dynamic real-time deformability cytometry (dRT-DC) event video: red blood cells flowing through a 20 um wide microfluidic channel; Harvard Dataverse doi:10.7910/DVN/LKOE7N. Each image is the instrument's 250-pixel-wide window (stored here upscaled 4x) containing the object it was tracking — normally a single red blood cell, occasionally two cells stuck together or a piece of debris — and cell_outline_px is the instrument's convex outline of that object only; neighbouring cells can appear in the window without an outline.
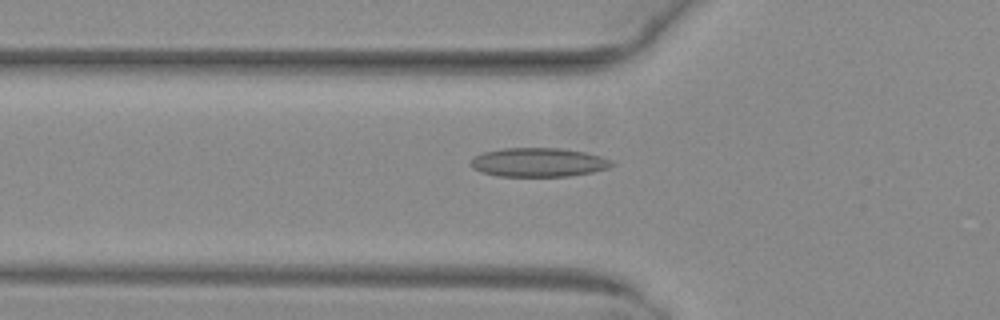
{"species": "common noctule bat (a hibernating species)", "species_latin": "Nyctalus noctula", "temperature_condition": "warm", "stored_images_in_passage": 34, "camera_frame_rate_fps": 3000, "um_per_image_px": 0.085, "animal": {"sex": "female", "body_mass_g": 29.2, "forearm_length_mm": 56.3}, "frame": {"image": 1, "passage_image": 8, "time_ms": 2.333, "image_size_px": [1000, 320], "cell_outline_px": [[616, 164], [608, 168], [592, 172], [568, 176], [500, 176], [480, 172], [472, 168], [472, 160], [476, 156], [484, 152], [504, 148], [564, 148], [584, 152], [600, 156], [612, 160]], "centroid_in_image_um": [45.81, 13.8], "position_along_channel_um": 80.0, "area_um2": 23.7}}
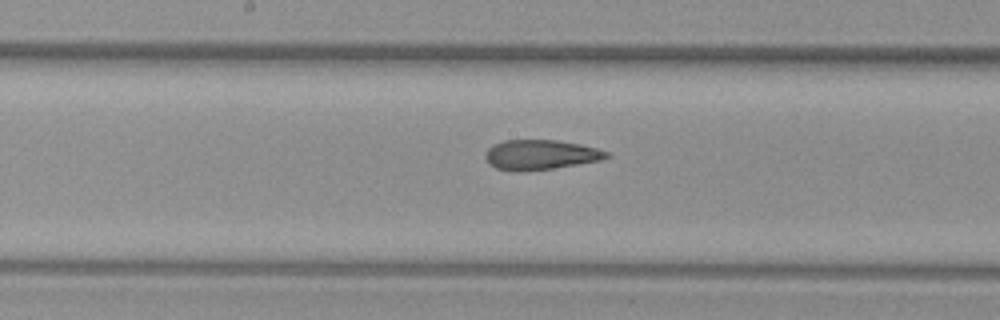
{"frame": {"image": 2, "passage_image": 17, "time_ms": 5.333, "image_size_px": [1000, 320], "cell_outline_px": [[612, 156], [600, 160], [552, 168], [512, 172], [496, 168], [488, 164], [484, 156], [488, 148], [492, 144], [504, 140], [556, 140], [580, 144], [596, 148], [608, 152]], "centroid_in_image_um": [45.89, 13.15], "position_along_channel_um": 202.3, "area_um2": 21.1}}
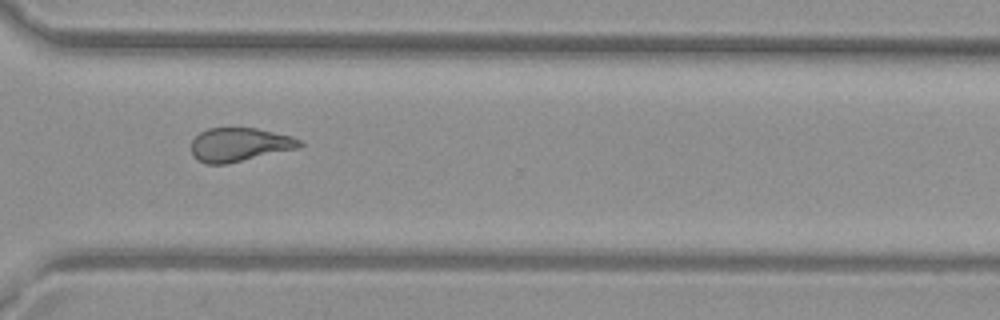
{"frame": {"image": 3, "passage_image": 28, "time_ms": 9.0, "image_size_px": [1000, 320], "cell_outline_px": [[304, 144], [300, 148], [228, 164], [208, 164], [196, 160], [192, 156], [192, 140], [200, 132], [208, 128], [256, 128], [292, 136], [300, 140]], "centroid_in_image_um": [20.37, 12.3], "position_along_channel_um": 350.2, "area_um2": 21.5}, "authors_computed_cell_mechanics": {"area_um2": 21.7039, "velocity_mm_per_s": 4.0457, "shape_relaxation_time_tau1_ms": null, "shape_relaxation_time_tau2_ms": 2.2544, "deformation_change_tau1": null, "deformation_change_tau2": 0.1}}